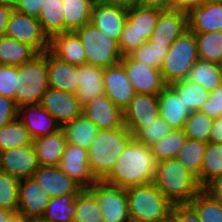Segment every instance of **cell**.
Returning <instances> with one entry per match:
<instances>
[{
    "instance_id": "cell-1",
    "label": "cell",
    "mask_w": 222,
    "mask_h": 222,
    "mask_svg": "<svg viewBox=\"0 0 222 222\" xmlns=\"http://www.w3.org/2000/svg\"><path fill=\"white\" fill-rule=\"evenodd\" d=\"M155 169L156 162L149 147L133 139L122 152L111 171L101 181L126 189L152 183Z\"/></svg>"
},
{
    "instance_id": "cell-2",
    "label": "cell",
    "mask_w": 222,
    "mask_h": 222,
    "mask_svg": "<svg viewBox=\"0 0 222 222\" xmlns=\"http://www.w3.org/2000/svg\"><path fill=\"white\" fill-rule=\"evenodd\" d=\"M153 183L173 205L189 204L203 189L176 158L156 163Z\"/></svg>"
},
{
    "instance_id": "cell-3",
    "label": "cell",
    "mask_w": 222,
    "mask_h": 222,
    "mask_svg": "<svg viewBox=\"0 0 222 222\" xmlns=\"http://www.w3.org/2000/svg\"><path fill=\"white\" fill-rule=\"evenodd\" d=\"M134 139L125 127L100 130L88 149L89 167L98 181L112 169L116 161Z\"/></svg>"
},
{
    "instance_id": "cell-4",
    "label": "cell",
    "mask_w": 222,
    "mask_h": 222,
    "mask_svg": "<svg viewBox=\"0 0 222 222\" xmlns=\"http://www.w3.org/2000/svg\"><path fill=\"white\" fill-rule=\"evenodd\" d=\"M130 222H168L173 204L148 183L126 188Z\"/></svg>"
},
{
    "instance_id": "cell-5",
    "label": "cell",
    "mask_w": 222,
    "mask_h": 222,
    "mask_svg": "<svg viewBox=\"0 0 222 222\" xmlns=\"http://www.w3.org/2000/svg\"><path fill=\"white\" fill-rule=\"evenodd\" d=\"M48 88L47 51L18 66L15 87V102L18 108L40 104Z\"/></svg>"
},
{
    "instance_id": "cell-6",
    "label": "cell",
    "mask_w": 222,
    "mask_h": 222,
    "mask_svg": "<svg viewBox=\"0 0 222 222\" xmlns=\"http://www.w3.org/2000/svg\"><path fill=\"white\" fill-rule=\"evenodd\" d=\"M199 59L195 33L187 29L169 47L160 71L167 85L185 80Z\"/></svg>"
},
{
    "instance_id": "cell-7",
    "label": "cell",
    "mask_w": 222,
    "mask_h": 222,
    "mask_svg": "<svg viewBox=\"0 0 222 222\" xmlns=\"http://www.w3.org/2000/svg\"><path fill=\"white\" fill-rule=\"evenodd\" d=\"M161 11L159 8L141 6L128 9L127 21L119 40L123 56L130 54L150 39Z\"/></svg>"
},
{
    "instance_id": "cell-8",
    "label": "cell",
    "mask_w": 222,
    "mask_h": 222,
    "mask_svg": "<svg viewBox=\"0 0 222 222\" xmlns=\"http://www.w3.org/2000/svg\"><path fill=\"white\" fill-rule=\"evenodd\" d=\"M86 53V63L106 68L120 63L119 42L108 39L95 25L87 23L75 31Z\"/></svg>"
},
{
    "instance_id": "cell-9",
    "label": "cell",
    "mask_w": 222,
    "mask_h": 222,
    "mask_svg": "<svg viewBox=\"0 0 222 222\" xmlns=\"http://www.w3.org/2000/svg\"><path fill=\"white\" fill-rule=\"evenodd\" d=\"M5 36L29 44L38 53L48 51L50 48V39L43 32L38 18L15 9L10 14Z\"/></svg>"
},
{
    "instance_id": "cell-10",
    "label": "cell",
    "mask_w": 222,
    "mask_h": 222,
    "mask_svg": "<svg viewBox=\"0 0 222 222\" xmlns=\"http://www.w3.org/2000/svg\"><path fill=\"white\" fill-rule=\"evenodd\" d=\"M89 190L102 210L103 222H130L125 188L97 181Z\"/></svg>"
},
{
    "instance_id": "cell-11",
    "label": "cell",
    "mask_w": 222,
    "mask_h": 222,
    "mask_svg": "<svg viewBox=\"0 0 222 222\" xmlns=\"http://www.w3.org/2000/svg\"><path fill=\"white\" fill-rule=\"evenodd\" d=\"M120 63L136 93L158 95L167 86L160 69L135 61L128 55L123 56Z\"/></svg>"
},
{
    "instance_id": "cell-12",
    "label": "cell",
    "mask_w": 222,
    "mask_h": 222,
    "mask_svg": "<svg viewBox=\"0 0 222 222\" xmlns=\"http://www.w3.org/2000/svg\"><path fill=\"white\" fill-rule=\"evenodd\" d=\"M39 166L33 144L0 152V171L19 180L32 178Z\"/></svg>"
},
{
    "instance_id": "cell-13",
    "label": "cell",
    "mask_w": 222,
    "mask_h": 222,
    "mask_svg": "<svg viewBox=\"0 0 222 222\" xmlns=\"http://www.w3.org/2000/svg\"><path fill=\"white\" fill-rule=\"evenodd\" d=\"M58 167L83 189H89L98 181L89 167L86 148L67 143Z\"/></svg>"
},
{
    "instance_id": "cell-14",
    "label": "cell",
    "mask_w": 222,
    "mask_h": 222,
    "mask_svg": "<svg viewBox=\"0 0 222 222\" xmlns=\"http://www.w3.org/2000/svg\"><path fill=\"white\" fill-rule=\"evenodd\" d=\"M124 125L133 136L159 116L158 95L136 93L123 110Z\"/></svg>"
},
{
    "instance_id": "cell-15",
    "label": "cell",
    "mask_w": 222,
    "mask_h": 222,
    "mask_svg": "<svg viewBox=\"0 0 222 222\" xmlns=\"http://www.w3.org/2000/svg\"><path fill=\"white\" fill-rule=\"evenodd\" d=\"M40 105L63 126L80 116L83 107L73 93L48 88L42 96Z\"/></svg>"
},
{
    "instance_id": "cell-16",
    "label": "cell",
    "mask_w": 222,
    "mask_h": 222,
    "mask_svg": "<svg viewBox=\"0 0 222 222\" xmlns=\"http://www.w3.org/2000/svg\"><path fill=\"white\" fill-rule=\"evenodd\" d=\"M128 10L106 5L96 0L92 7L90 22L108 39L119 42L123 27L127 21Z\"/></svg>"
},
{
    "instance_id": "cell-17",
    "label": "cell",
    "mask_w": 222,
    "mask_h": 222,
    "mask_svg": "<svg viewBox=\"0 0 222 222\" xmlns=\"http://www.w3.org/2000/svg\"><path fill=\"white\" fill-rule=\"evenodd\" d=\"M105 95L124 110L136 94L126 70L121 63L103 69Z\"/></svg>"
},
{
    "instance_id": "cell-18",
    "label": "cell",
    "mask_w": 222,
    "mask_h": 222,
    "mask_svg": "<svg viewBox=\"0 0 222 222\" xmlns=\"http://www.w3.org/2000/svg\"><path fill=\"white\" fill-rule=\"evenodd\" d=\"M187 29L186 11L177 9L162 10L148 41L152 45L170 47Z\"/></svg>"
},
{
    "instance_id": "cell-19",
    "label": "cell",
    "mask_w": 222,
    "mask_h": 222,
    "mask_svg": "<svg viewBox=\"0 0 222 222\" xmlns=\"http://www.w3.org/2000/svg\"><path fill=\"white\" fill-rule=\"evenodd\" d=\"M51 197L33 179H22L19 182L18 212L27 218L41 220Z\"/></svg>"
},
{
    "instance_id": "cell-20",
    "label": "cell",
    "mask_w": 222,
    "mask_h": 222,
    "mask_svg": "<svg viewBox=\"0 0 222 222\" xmlns=\"http://www.w3.org/2000/svg\"><path fill=\"white\" fill-rule=\"evenodd\" d=\"M32 178L52 198L65 194H79L83 188L58 166H39Z\"/></svg>"
},
{
    "instance_id": "cell-21",
    "label": "cell",
    "mask_w": 222,
    "mask_h": 222,
    "mask_svg": "<svg viewBox=\"0 0 222 222\" xmlns=\"http://www.w3.org/2000/svg\"><path fill=\"white\" fill-rule=\"evenodd\" d=\"M82 113L100 130L117 129L124 126L123 110L105 94L84 105Z\"/></svg>"
},
{
    "instance_id": "cell-22",
    "label": "cell",
    "mask_w": 222,
    "mask_h": 222,
    "mask_svg": "<svg viewBox=\"0 0 222 222\" xmlns=\"http://www.w3.org/2000/svg\"><path fill=\"white\" fill-rule=\"evenodd\" d=\"M187 28L193 33L222 31V3H201L186 11Z\"/></svg>"
},
{
    "instance_id": "cell-23",
    "label": "cell",
    "mask_w": 222,
    "mask_h": 222,
    "mask_svg": "<svg viewBox=\"0 0 222 222\" xmlns=\"http://www.w3.org/2000/svg\"><path fill=\"white\" fill-rule=\"evenodd\" d=\"M18 119L33 139L59 131L62 126L40 104L19 107Z\"/></svg>"
},
{
    "instance_id": "cell-24",
    "label": "cell",
    "mask_w": 222,
    "mask_h": 222,
    "mask_svg": "<svg viewBox=\"0 0 222 222\" xmlns=\"http://www.w3.org/2000/svg\"><path fill=\"white\" fill-rule=\"evenodd\" d=\"M47 77L50 88L76 93L79 87L77 66L64 62L47 51Z\"/></svg>"
},
{
    "instance_id": "cell-25",
    "label": "cell",
    "mask_w": 222,
    "mask_h": 222,
    "mask_svg": "<svg viewBox=\"0 0 222 222\" xmlns=\"http://www.w3.org/2000/svg\"><path fill=\"white\" fill-rule=\"evenodd\" d=\"M49 51L69 64H86V53L76 32L66 31L53 36L50 39Z\"/></svg>"
},
{
    "instance_id": "cell-26",
    "label": "cell",
    "mask_w": 222,
    "mask_h": 222,
    "mask_svg": "<svg viewBox=\"0 0 222 222\" xmlns=\"http://www.w3.org/2000/svg\"><path fill=\"white\" fill-rule=\"evenodd\" d=\"M77 73L79 87L76 90L75 96L82 107L92 99L105 94L103 68L86 63L77 66Z\"/></svg>"
},
{
    "instance_id": "cell-27",
    "label": "cell",
    "mask_w": 222,
    "mask_h": 222,
    "mask_svg": "<svg viewBox=\"0 0 222 222\" xmlns=\"http://www.w3.org/2000/svg\"><path fill=\"white\" fill-rule=\"evenodd\" d=\"M159 114L173 129H184L190 112L178 94L167 85L158 94Z\"/></svg>"
},
{
    "instance_id": "cell-28",
    "label": "cell",
    "mask_w": 222,
    "mask_h": 222,
    "mask_svg": "<svg viewBox=\"0 0 222 222\" xmlns=\"http://www.w3.org/2000/svg\"><path fill=\"white\" fill-rule=\"evenodd\" d=\"M67 144L62 128L46 136L33 139L40 166H58Z\"/></svg>"
},
{
    "instance_id": "cell-29",
    "label": "cell",
    "mask_w": 222,
    "mask_h": 222,
    "mask_svg": "<svg viewBox=\"0 0 222 222\" xmlns=\"http://www.w3.org/2000/svg\"><path fill=\"white\" fill-rule=\"evenodd\" d=\"M67 143L89 149L100 129L83 113L62 126Z\"/></svg>"
},
{
    "instance_id": "cell-30",
    "label": "cell",
    "mask_w": 222,
    "mask_h": 222,
    "mask_svg": "<svg viewBox=\"0 0 222 222\" xmlns=\"http://www.w3.org/2000/svg\"><path fill=\"white\" fill-rule=\"evenodd\" d=\"M38 54L29 44L7 36L0 37V65L20 66Z\"/></svg>"
},
{
    "instance_id": "cell-31",
    "label": "cell",
    "mask_w": 222,
    "mask_h": 222,
    "mask_svg": "<svg viewBox=\"0 0 222 222\" xmlns=\"http://www.w3.org/2000/svg\"><path fill=\"white\" fill-rule=\"evenodd\" d=\"M63 0H45L37 17L49 39L65 32Z\"/></svg>"
},
{
    "instance_id": "cell-32",
    "label": "cell",
    "mask_w": 222,
    "mask_h": 222,
    "mask_svg": "<svg viewBox=\"0 0 222 222\" xmlns=\"http://www.w3.org/2000/svg\"><path fill=\"white\" fill-rule=\"evenodd\" d=\"M96 0H63L65 32L80 29L90 22Z\"/></svg>"
},
{
    "instance_id": "cell-33",
    "label": "cell",
    "mask_w": 222,
    "mask_h": 222,
    "mask_svg": "<svg viewBox=\"0 0 222 222\" xmlns=\"http://www.w3.org/2000/svg\"><path fill=\"white\" fill-rule=\"evenodd\" d=\"M182 99L188 111H200L210 97L209 90L188 79L180 80L169 85Z\"/></svg>"
},
{
    "instance_id": "cell-34",
    "label": "cell",
    "mask_w": 222,
    "mask_h": 222,
    "mask_svg": "<svg viewBox=\"0 0 222 222\" xmlns=\"http://www.w3.org/2000/svg\"><path fill=\"white\" fill-rule=\"evenodd\" d=\"M187 139L188 137L183 129H173L163 139H160L158 142H155L148 147L157 163L165 159L176 158Z\"/></svg>"
},
{
    "instance_id": "cell-35",
    "label": "cell",
    "mask_w": 222,
    "mask_h": 222,
    "mask_svg": "<svg viewBox=\"0 0 222 222\" xmlns=\"http://www.w3.org/2000/svg\"><path fill=\"white\" fill-rule=\"evenodd\" d=\"M207 143L187 139L185 145L179 151L176 159L198 180L201 186V171Z\"/></svg>"
},
{
    "instance_id": "cell-36",
    "label": "cell",
    "mask_w": 222,
    "mask_h": 222,
    "mask_svg": "<svg viewBox=\"0 0 222 222\" xmlns=\"http://www.w3.org/2000/svg\"><path fill=\"white\" fill-rule=\"evenodd\" d=\"M187 79L212 91L222 84V72L217 63L198 59Z\"/></svg>"
},
{
    "instance_id": "cell-37",
    "label": "cell",
    "mask_w": 222,
    "mask_h": 222,
    "mask_svg": "<svg viewBox=\"0 0 222 222\" xmlns=\"http://www.w3.org/2000/svg\"><path fill=\"white\" fill-rule=\"evenodd\" d=\"M78 194H65L52 198L45 209L43 222H73L76 211L74 199Z\"/></svg>"
},
{
    "instance_id": "cell-38",
    "label": "cell",
    "mask_w": 222,
    "mask_h": 222,
    "mask_svg": "<svg viewBox=\"0 0 222 222\" xmlns=\"http://www.w3.org/2000/svg\"><path fill=\"white\" fill-rule=\"evenodd\" d=\"M76 211L73 222H103L102 210L89 189H83L74 199Z\"/></svg>"
},
{
    "instance_id": "cell-39",
    "label": "cell",
    "mask_w": 222,
    "mask_h": 222,
    "mask_svg": "<svg viewBox=\"0 0 222 222\" xmlns=\"http://www.w3.org/2000/svg\"><path fill=\"white\" fill-rule=\"evenodd\" d=\"M218 177H222V144L208 142L203 158L201 187L204 189Z\"/></svg>"
},
{
    "instance_id": "cell-40",
    "label": "cell",
    "mask_w": 222,
    "mask_h": 222,
    "mask_svg": "<svg viewBox=\"0 0 222 222\" xmlns=\"http://www.w3.org/2000/svg\"><path fill=\"white\" fill-rule=\"evenodd\" d=\"M29 144L33 138L18 118L0 128V152Z\"/></svg>"
},
{
    "instance_id": "cell-41",
    "label": "cell",
    "mask_w": 222,
    "mask_h": 222,
    "mask_svg": "<svg viewBox=\"0 0 222 222\" xmlns=\"http://www.w3.org/2000/svg\"><path fill=\"white\" fill-rule=\"evenodd\" d=\"M201 222H222V203L202 189L190 202Z\"/></svg>"
},
{
    "instance_id": "cell-42",
    "label": "cell",
    "mask_w": 222,
    "mask_h": 222,
    "mask_svg": "<svg viewBox=\"0 0 222 222\" xmlns=\"http://www.w3.org/2000/svg\"><path fill=\"white\" fill-rule=\"evenodd\" d=\"M195 37L199 59L218 64L222 57V31L195 33Z\"/></svg>"
},
{
    "instance_id": "cell-43",
    "label": "cell",
    "mask_w": 222,
    "mask_h": 222,
    "mask_svg": "<svg viewBox=\"0 0 222 222\" xmlns=\"http://www.w3.org/2000/svg\"><path fill=\"white\" fill-rule=\"evenodd\" d=\"M213 121L207 114L194 111L189 114L183 130L189 139L208 143Z\"/></svg>"
},
{
    "instance_id": "cell-44",
    "label": "cell",
    "mask_w": 222,
    "mask_h": 222,
    "mask_svg": "<svg viewBox=\"0 0 222 222\" xmlns=\"http://www.w3.org/2000/svg\"><path fill=\"white\" fill-rule=\"evenodd\" d=\"M169 47L165 45H152L149 41L134 49L128 56L138 62H143L147 66L160 69L167 55Z\"/></svg>"
},
{
    "instance_id": "cell-45",
    "label": "cell",
    "mask_w": 222,
    "mask_h": 222,
    "mask_svg": "<svg viewBox=\"0 0 222 222\" xmlns=\"http://www.w3.org/2000/svg\"><path fill=\"white\" fill-rule=\"evenodd\" d=\"M20 180L0 171V208L18 212Z\"/></svg>"
},
{
    "instance_id": "cell-46",
    "label": "cell",
    "mask_w": 222,
    "mask_h": 222,
    "mask_svg": "<svg viewBox=\"0 0 222 222\" xmlns=\"http://www.w3.org/2000/svg\"><path fill=\"white\" fill-rule=\"evenodd\" d=\"M172 130L173 128L159 116L155 121L145 124V126L134 135V139L148 147L160 139H163Z\"/></svg>"
},
{
    "instance_id": "cell-47",
    "label": "cell",
    "mask_w": 222,
    "mask_h": 222,
    "mask_svg": "<svg viewBox=\"0 0 222 222\" xmlns=\"http://www.w3.org/2000/svg\"><path fill=\"white\" fill-rule=\"evenodd\" d=\"M18 66L0 65V95L15 100Z\"/></svg>"
},
{
    "instance_id": "cell-48",
    "label": "cell",
    "mask_w": 222,
    "mask_h": 222,
    "mask_svg": "<svg viewBox=\"0 0 222 222\" xmlns=\"http://www.w3.org/2000/svg\"><path fill=\"white\" fill-rule=\"evenodd\" d=\"M200 112L207 114L212 119L222 116V84L210 92V97Z\"/></svg>"
},
{
    "instance_id": "cell-49",
    "label": "cell",
    "mask_w": 222,
    "mask_h": 222,
    "mask_svg": "<svg viewBox=\"0 0 222 222\" xmlns=\"http://www.w3.org/2000/svg\"><path fill=\"white\" fill-rule=\"evenodd\" d=\"M18 111L15 100L0 95V128L17 119Z\"/></svg>"
},
{
    "instance_id": "cell-50",
    "label": "cell",
    "mask_w": 222,
    "mask_h": 222,
    "mask_svg": "<svg viewBox=\"0 0 222 222\" xmlns=\"http://www.w3.org/2000/svg\"><path fill=\"white\" fill-rule=\"evenodd\" d=\"M171 222H201L195 210L189 204L173 205Z\"/></svg>"
},
{
    "instance_id": "cell-51",
    "label": "cell",
    "mask_w": 222,
    "mask_h": 222,
    "mask_svg": "<svg viewBox=\"0 0 222 222\" xmlns=\"http://www.w3.org/2000/svg\"><path fill=\"white\" fill-rule=\"evenodd\" d=\"M44 3L45 0H20L14 9L26 15L38 17Z\"/></svg>"
},
{
    "instance_id": "cell-52",
    "label": "cell",
    "mask_w": 222,
    "mask_h": 222,
    "mask_svg": "<svg viewBox=\"0 0 222 222\" xmlns=\"http://www.w3.org/2000/svg\"><path fill=\"white\" fill-rule=\"evenodd\" d=\"M13 9V7L0 2V37L5 36L7 23Z\"/></svg>"
},
{
    "instance_id": "cell-53",
    "label": "cell",
    "mask_w": 222,
    "mask_h": 222,
    "mask_svg": "<svg viewBox=\"0 0 222 222\" xmlns=\"http://www.w3.org/2000/svg\"><path fill=\"white\" fill-rule=\"evenodd\" d=\"M204 190L222 203V177L215 178Z\"/></svg>"
},
{
    "instance_id": "cell-54",
    "label": "cell",
    "mask_w": 222,
    "mask_h": 222,
    "mask_svg": "<svg viewBox=\"0 0 222 222\" xmlns=\"http://www.w3.org/2000/svg\"><path fill=\"white\" fill-rule=\"evenodd\" d=\"M208 142L222 144V116L214 119Z\"/></svg>"
},
{
    "instance_id": "cell-55",
    "label": "cell",
    "mask_w": 222,
    "mask_h": 222,
    "mask_svg": "<svg viewBox=\"0 0 222 222\" xmlns=\"http://www.w3.org/2000/svg\"><path fill=\"white\" fill-rule=\"evenodd\" d=\"M137 6L169 10L171 9V0H138Z\"/></svg>"
},
{
    "instance_id": "cell-56",
    "label": "cell",
    "mask_w": 222,
    "mask_h": 222,
    "mask_svg": "<svg viewBox=\"0 0 222 222\" xmlns=\"http://www.w3.org/2000/svg\"><path fill=\"white\" fill-rule=\"evenodd\" d=\"M202 0H171V9L187 11L190 7L199 6Z\"/></svg>"
},
{
    "instance_id": "cell-57",
    "label": "cell",
    "mask_w": 222,
    "mask_h": 222,
    "mask_svg": "<svg viewBox=\"0 0 222 222\" xmlns=\"http://www.w3.org/2000/svg\"><path fill=\"white\" fill-rule=\"evenodd\" d=\"M102 3L111 6H117L125 9H131L137 6L138 0H100Z\"/></svg>"
},
{
    "instance_id": "cell-58",
    "label": "cell",
    "mask_w": 222,
    "mask_h": 222,
    "mask_svg": "<svg viewBox=\"0 0 222 222\" xmlns=\"http://www.w3.org/2000/svg\"><path fill=\"white\" fill-rule=\"evenodd\" d=\"M7 222H33V220L27 218L24 214L20 212H14Z\"/></svg>"
},
{
    "instance_id": "cell-59",
    "label": "cell",
    "mask_w": 222,
    "mask_h": 222,
    "mask_svg": "<svg viewBox=\"0 0 222 222\" xmlns=\"http://www.w3.org/2000/svg\"><path fill=\"white\" fill-rule=\"evenodd\" d=\"M14 211L0 208V222H7Z\"/></svg>"
},
{
    "instance_id": "cell-60",
    "label": "cell",
    "mask_w": 222,
    "mask_h": 222,
    "mask_svg": "<svg viewBox=\"0 0 222 222\" xmlns=\"http://www.w3.org/2000/svg\"><path fill=\"white\" fill-rule=\"evenodd\" d=\"M0 2L15 8L19 4L20 0H0Z\"/></svg>"
},
{
    "instance_id": "cell-61",
    "label": "cell",
    "mask_w": 222,
    "mask_h": 222,
    "mask_svg": "<svg viewBox=\"0 0 222 222\" xmlns=\"http://www.w3.org/2000/svg\"><path fill=\"white\" fill-rule=\"evenodd\" d=\"M214 2L222 3V0H202V3H214Z\"/></svg>"
},
{
    "instance_id": "cell-62",
    "label": "cell",
    "mask_w": 222,
    "mask_h": 222,
    "mask_svg": "<svg viewBox=\"0 0 222 222\" xmlns=\"http://www.w3.org/2000/svg\"><path fill=\"white\" fill-rule=\"evenodd\" d=\"M218 65H219L220 70H221V72H222V57H221V59H220V61H219Z\"/></svg>"
}]
</instances>
